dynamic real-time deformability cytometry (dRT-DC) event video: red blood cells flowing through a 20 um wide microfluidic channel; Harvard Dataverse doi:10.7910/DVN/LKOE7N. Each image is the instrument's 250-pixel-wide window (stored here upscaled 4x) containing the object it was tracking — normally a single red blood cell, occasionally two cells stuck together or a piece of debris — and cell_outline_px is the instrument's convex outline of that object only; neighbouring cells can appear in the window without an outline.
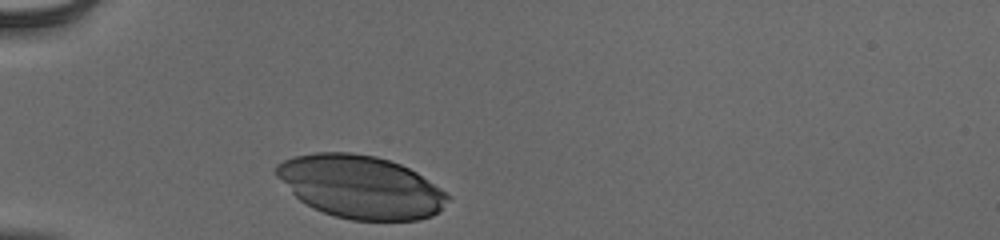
{"species": "human", "species_latin": "Homo sapiens", "temperature_condition": "cold", "stored_images_in_passage": 30, "camera_frame_rate_fps": 3000, "um_per_image_px": 0.085, "donor": {"sex": "male"}, "frame": {"image": 1, "passage_image": 1, "time_ms": 0.0, "image_size_px": [1000, 240], "cell_outline_px": [[452, 196], [432, 216], [420, 220], [352, 220], [336, 216], [312, 208], [300, 200], [276, 176], [276, 164], [284, 160], [296, 156], [316, 152], [348, 152], [376, 156], [400, 164], [416, 172]], "centroid_in_image_um": [30.65, 15.88], "position_along_channel_um": 54.4, "area_um2": 62.37}}